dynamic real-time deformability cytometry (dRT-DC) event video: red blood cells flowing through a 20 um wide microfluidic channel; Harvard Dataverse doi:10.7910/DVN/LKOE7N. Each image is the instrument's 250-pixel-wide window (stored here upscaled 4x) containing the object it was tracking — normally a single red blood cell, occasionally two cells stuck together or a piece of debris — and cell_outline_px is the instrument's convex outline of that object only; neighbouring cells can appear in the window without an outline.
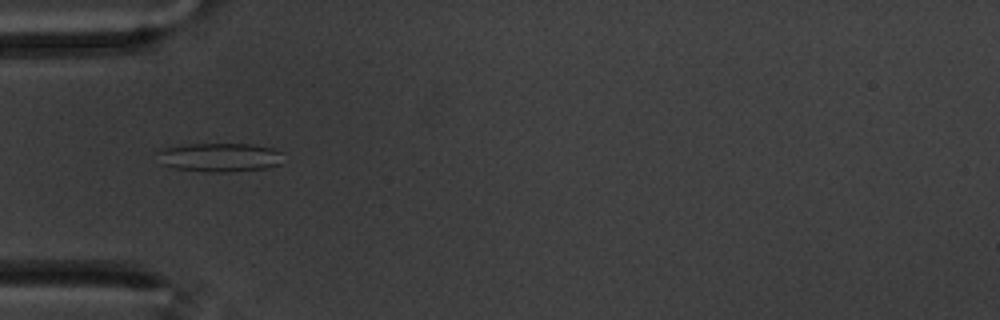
{"species": "common noctule bat (a hibernating species)", "species_latin": "Nyctalus noctula", "temperature_condition": "warm", "stored_images_in_passage": 46, "camera_frame_rate_fps": 3000, "um_per_image_px": 0.085, "animal": {"sex": "male", "body_mass_g": 20.1, "forearm_length_mm": 53.5}, "frame": {"image": 1, "passage_image": 6, "time_ms": 1.667, "image_size_px": [1000, 320], "cell_outline_px": [[280, 164], [264, 168], [228, 172], [204, 172], [176, 168], [160, 164], [156, 152], [156, 148], [184, 144], [252, 144], [276, 148], [280, 152]], "centroid_in_image_um": [18.57, 13.36], "position_along_channel_um": 66.4, "area_um2": 21.44}}
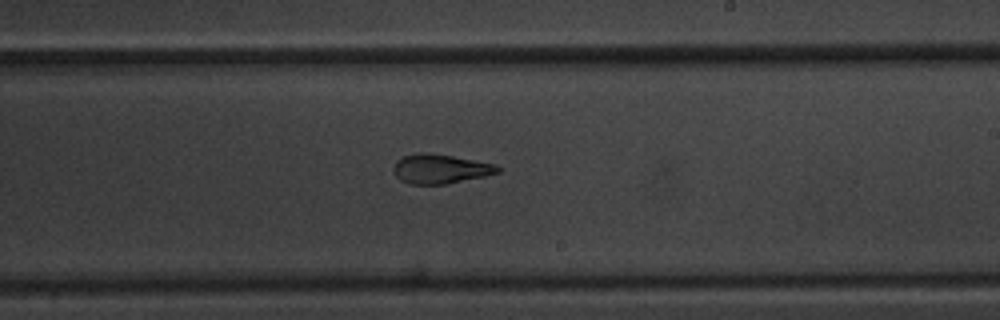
{"frame": {"image": 2, "passage_image": 22, "time_ms": 7.0, "image_size_px": [1000, 320], "cell_outline_px": [[500, 172], [484, 176], [448, 184], [412, 184], [400, 180], [392, 172], [392, 168], [396, 160], [404, 156], [416, 152], [424, 152], [452, 156], [496, 164], [500, 168]], "centroid_in_image_um": [37.39, 14.35], "position_along_channel_um": 251.6, "area_um2": 17.92}}
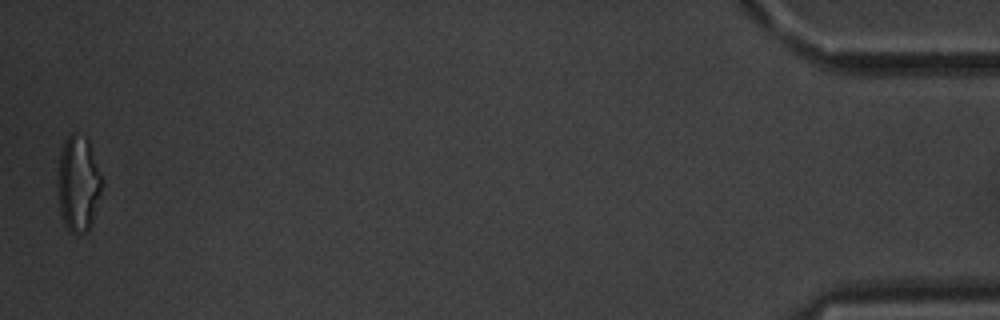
{"frame": {"image": 3, "passage_image": 45, "time_ms": 14.667, "image_size_px": [1000, 320], "cell_outline_px": [[100, 192], [92, 224], [80, 236], [76, 236], [64, 224], [60, 212], [56, 184], [60, 148], [64, 140], [72, 132], [76, 132], [88, 140], [100, 176]], "centroid_in_image_um": [6.59, 15.62], "position_along_channel_um": 428.6, "area_um2": 24.62}, "authors_computed_cell_mechanics": {"area_um2": 18.9006, "velocity_mm_per_s": 3.4724, "shape_relaxation_time_tau1_ms": 10.1876, "shape_relaxation_time_tau2_ms": 2.4868, "deformation_change_tau1": 0.2239, "deformation_change_tau2": 0.1137}}